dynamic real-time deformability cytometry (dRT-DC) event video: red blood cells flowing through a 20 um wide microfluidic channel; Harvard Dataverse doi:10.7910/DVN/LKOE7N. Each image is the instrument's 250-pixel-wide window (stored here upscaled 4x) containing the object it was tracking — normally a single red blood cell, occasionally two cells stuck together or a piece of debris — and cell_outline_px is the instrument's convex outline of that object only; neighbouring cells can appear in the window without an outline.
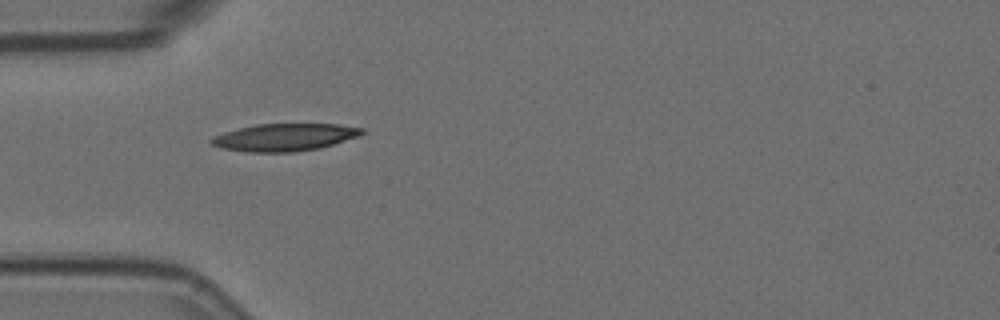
{"species": "Egyptian fruit bat (a non-hibernating species)", "species_latin": "Rousettus aegyptiacus", "temperature_condition": "room temperature", "stored_images_in_passage": 6, "camera_frame_rate_fps": 3000, "um_per_image_px": 0.085, "animal": {"sex": "female"}, "frame": {"image": 1, "passage_image": 1, "time_ms": 0.0, "image_size_px": [1000, 320], "cell_outline_px": [[364, 132], [360, 136], [320, 148], [292, 152], [248, 152], [220, 148], [208, 144], [208, 140], [212, 136], [224, 132], [256, 124], [340, 124], [364, 128]], "centroid_in_image_um": [24.16, 11.67], "position_along_channel_um": 60.8, "area_um2": 24.28}}
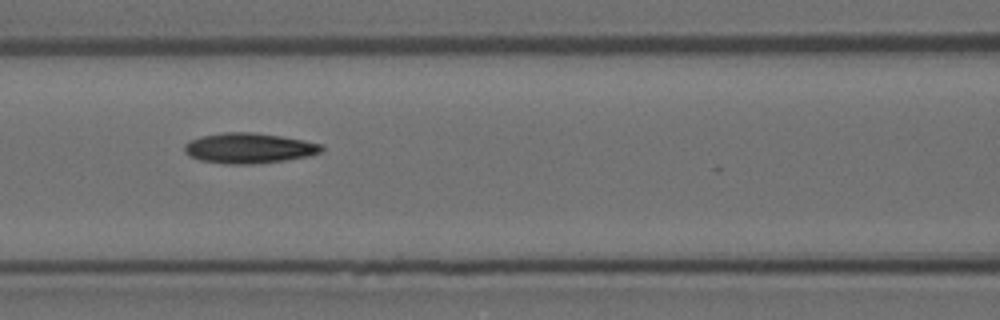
{"frame": {"image": 2, "passage_image": 3, "time_ms": 0.667, "image_size_px": [1000, 320], "cell_outline_px": [[324, 148], [320, 152], [308, 156], [284, 160], [252, 164], [224, 164], [200, 160], [184, 152], [184, 144], [188, 140], [200, 136], [224, 132], [252, 132], [280, 136], [304, 140], [320, 144]], "centroid_in_image_um": [21.11, 12.58], "position_along_channel_um": 145.5, "area_um2": 24.16}}
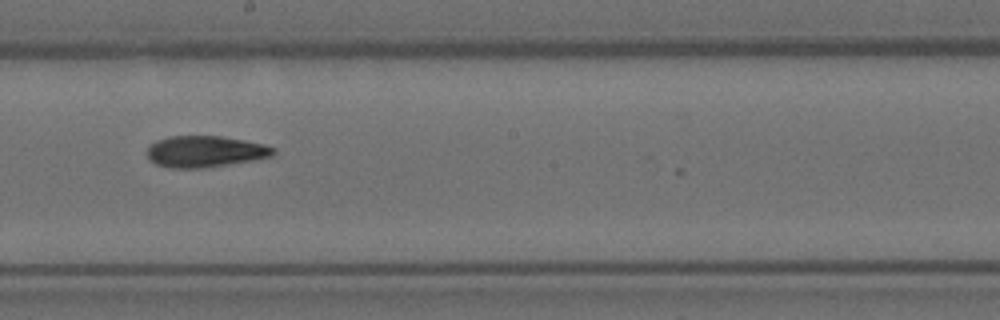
{"frame": {"image": 3, "passage_image": 5, "time_ms": 1.333, "image_size_px": [1000, 320], "cell_outline_px": [[276, 152], [272, 156], [252, 160], [204, 168], [172, 168], [156, 164], [148, 156], [148, 148], [156, 140], [168, 136], [220, 136], [244, 140], [264, 144], [276, 148]], "centroid_in_image_um": [17.46, 12.87], "position_along_channel_um": 230.7, "area_um2": 22.95}}